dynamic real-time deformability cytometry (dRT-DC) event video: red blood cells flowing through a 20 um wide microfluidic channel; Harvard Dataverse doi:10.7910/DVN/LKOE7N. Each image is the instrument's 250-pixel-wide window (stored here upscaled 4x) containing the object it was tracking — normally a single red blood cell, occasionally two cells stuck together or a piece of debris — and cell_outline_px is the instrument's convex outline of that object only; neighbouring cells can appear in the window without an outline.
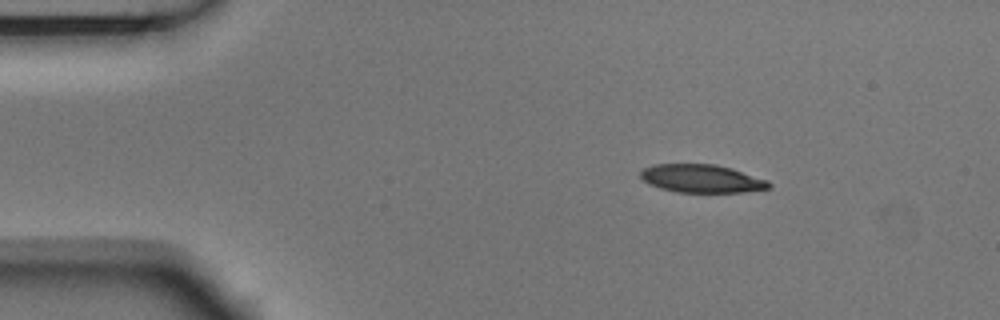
{"species": "Egyptian fruit bat (a non-hibernating species)", "species_latin": "Rousettus aegyptiacus", "temperature_condition": "room temperature", "stored_images_in_passage": 2, "camera_frame_rate_fps": 3000, "um_per_image_px": 0.085, "animal": {"sex": "male"}, "frame": {"image": 1, "passage_image": 1, "time_ms": 0.0, "image_size_px": [1000, 320], "cell_outline_px": [[772, 188], [744, 192], [676, 192], [660, 188], [648, 184], [640, 176], [640, 172], [644, 168], [652, 164], [716, 164], [732, 168], [768, 180], [772, 184]], "centroid_in_image_um": [59.66, 15.18], "position_along_channel_um": 25.3, "area_um2": 21.21}}